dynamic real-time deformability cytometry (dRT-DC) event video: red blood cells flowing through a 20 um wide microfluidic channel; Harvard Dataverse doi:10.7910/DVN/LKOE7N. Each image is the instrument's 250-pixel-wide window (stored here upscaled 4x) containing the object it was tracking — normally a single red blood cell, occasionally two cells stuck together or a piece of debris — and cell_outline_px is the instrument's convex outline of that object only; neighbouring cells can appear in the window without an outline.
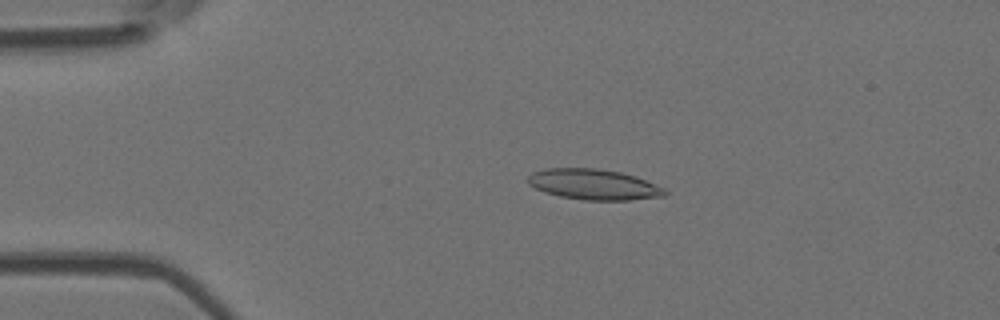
{"species": "Egyptian fruit bat (a non-hibernating species)", "species_latin": "Rousettus aegyptiacus", "temperature_condition": "room temperature", "stored_images_in_passage": 4, "camera_frame_rate_fps": 3000, "um_per_image_px": 0.085, "animal": {"sex": "female"}, "frame": {"image": 1, "passage_image": 3, "time_ms": 2.333, "image_size_px": [1000, 320], "cell_outline_px": [[668, 192], [664, 196], [632, 200], [584, 200], [560, 196], [544, 192], [528, 184], [528, 176], [532, 172], [544, 168], [596, 168], [620, 172], [636, 176], [664, 188]], "centroid_in_image_um": [50.46, 15.67], "position_along_channel_um": 34.5, "area_um2": 24.45}}